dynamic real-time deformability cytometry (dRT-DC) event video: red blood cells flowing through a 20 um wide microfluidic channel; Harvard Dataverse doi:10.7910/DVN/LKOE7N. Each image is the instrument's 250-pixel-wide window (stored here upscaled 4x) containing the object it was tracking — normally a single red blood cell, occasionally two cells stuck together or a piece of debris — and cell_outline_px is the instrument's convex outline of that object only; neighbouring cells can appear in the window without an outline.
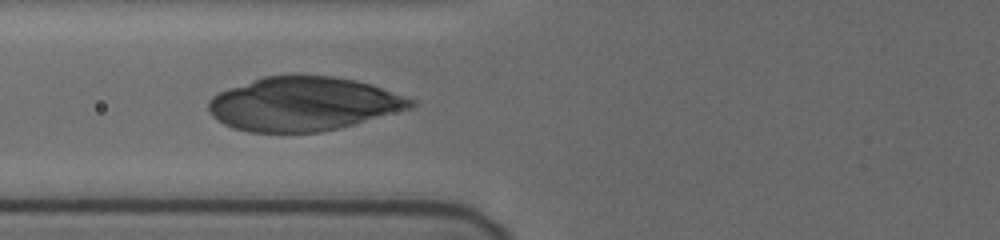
{"species": "human", "species_latin": "Homo sapiens", "temperature_condition": "cold", "stored_images_in_passage": 57, "camera_frame_rate_fps": 3000, "um_per_image_px": 0.085, "donor": {"sex": "female"}, "frame": {"image": 1, "passage_image": 26, "time_ms": 8.333, "image_size_px": [1000, 240], "cell_outline_px": [[416, 104], [412, 108], [340, 128], [320, 132], [248, 132], [232, 128], [216, 120], [208, 112], [208, 100], [212, 96], [228, 88], [264, 76], [332, 76], [356, 80], [416, 100]], "centroid_in_image_um": [25.75, 8.85], "position_along_channel_um": 100.1, "area_um2": 63.29}}